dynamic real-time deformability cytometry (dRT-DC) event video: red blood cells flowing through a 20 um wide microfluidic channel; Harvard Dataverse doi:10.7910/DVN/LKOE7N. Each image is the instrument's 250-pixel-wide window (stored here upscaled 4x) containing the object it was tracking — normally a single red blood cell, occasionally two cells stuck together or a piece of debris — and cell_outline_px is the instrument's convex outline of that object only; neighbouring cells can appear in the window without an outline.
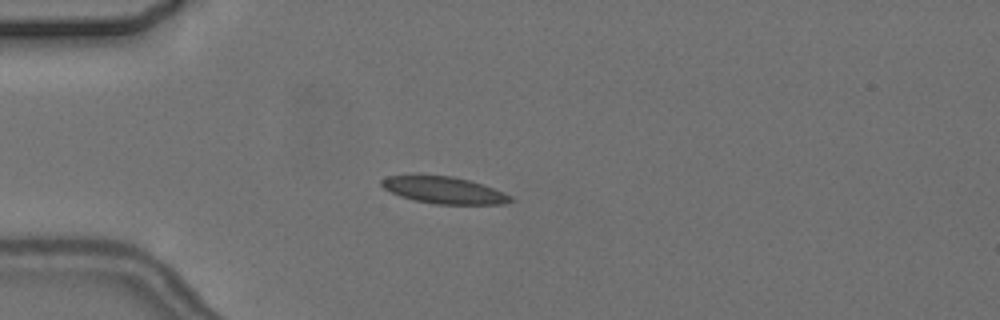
{"species": "common noctule bat (a hibernating species)", "species_latin": "Nyctalus noctula", "temperature_condition": "cold", "stored_images_in_passage": 4, "camera_frame_rate_fps": 3000, "um_per_image_px": 0.085, "animal": {"sex": "female", "body_mass_g": 24.6, "forearm_length_mm": 56.2}, "frame": {"image": 1, "passage_image": 4, "time_ms": 3.667, "image_size_px": [1000, 320], "cell_outline_px": [[516, 200], [504, 204], [436, 204], [416, 200], [400, 196], [384, 188], [380, 184], [380, 180], [388, 176], [452, 176], [468, 180], [504, 192], [512, 196]], "centroid_in_image_um": [37.78, 16.18], "position_along_channel_um": 47.2, "area_um2": 19.83}}